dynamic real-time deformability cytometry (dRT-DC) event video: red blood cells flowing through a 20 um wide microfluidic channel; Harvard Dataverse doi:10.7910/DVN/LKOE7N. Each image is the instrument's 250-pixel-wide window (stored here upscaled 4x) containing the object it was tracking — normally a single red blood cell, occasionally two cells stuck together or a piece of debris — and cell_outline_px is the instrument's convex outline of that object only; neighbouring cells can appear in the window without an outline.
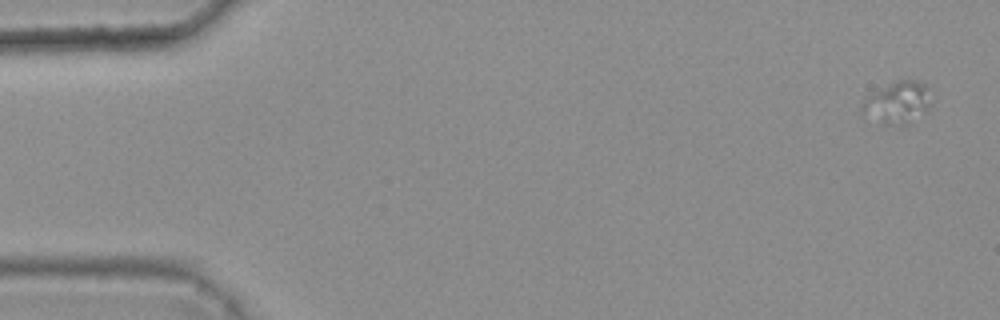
{"species": "common noctule bat (a hibernating species)", "species_latin": "Nyctalus noctula", "temperature_condition": "warm", "stored_images_in_passage": 5, "camera_frame_rate_fps": 3000, "um_per_image_px": 0.085, "animal": {"sex": "female", "body_mass_g": 25.1}, "frame": {"image": 1, "passage_image": 1, "time_ms": 0.0, "image_size_px": [1000, 320], "cell_outline_px": [[928, 112], [912, 124], [900, 128], [880, 124], [860, 112], [860, 108], [864, 100], [868, 96], [900, 80], [916, 80], [924, 84], [928, 88]], "centroid_in_image_um": [76.3, 8.83], "position_along_channel_um": 8.7, "area_um2": 17.17}}
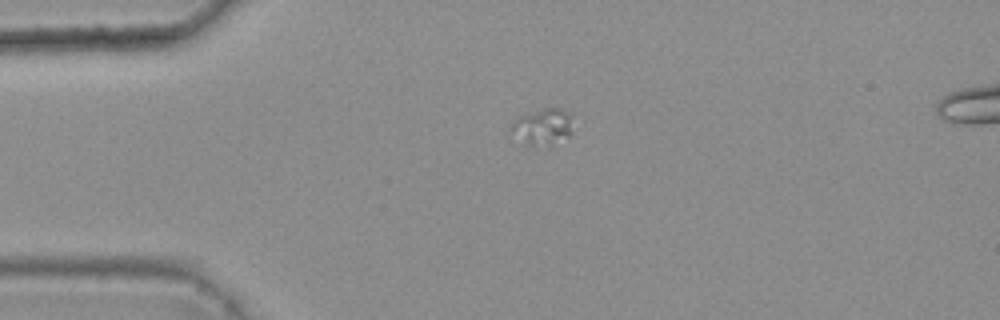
{"frame": {"image": 2, "passage_image": 4, "time_ms": 1.0, "image_size_px": [1000, 320], "cell_outline_px": [[572, 132], [568, 136], [552, 148], [548, 148], [524, 144], [508, 132], [512, 124], [520, 116], [544, 108], [560, 108], [572, 116]], "centroid_in_image_um": [46.13, 10.84], "position_along_channel_um": 38.9, "area_um2": 13.58}}